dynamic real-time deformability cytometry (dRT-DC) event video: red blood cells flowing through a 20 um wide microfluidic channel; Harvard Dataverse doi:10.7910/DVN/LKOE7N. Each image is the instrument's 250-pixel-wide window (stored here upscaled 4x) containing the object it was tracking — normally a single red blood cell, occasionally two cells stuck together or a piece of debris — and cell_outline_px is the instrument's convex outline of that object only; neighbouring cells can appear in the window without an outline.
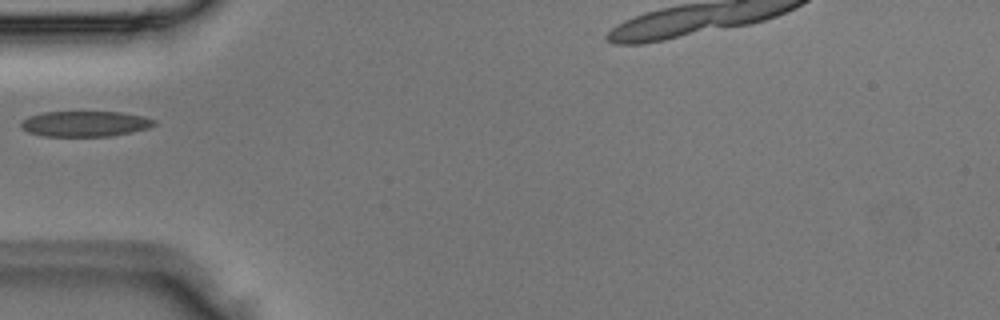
{"species": "Egyptian fruit bat (a non-hibernating species)", "species_latin": "Rousettus aegyptiacus", "temperature_condition": "room temperature", "stored_images_in_passage": 3, "camera_frame_rate_fps": 3000, "um_per_image_px": 0.085, "animal": {"sex": "male"}, "frame": {"image": 1, "passage_image": 2, "time_ms": 0.333, "image_size_px": [1000, 320], "cell_outline_px": [[156, 124], [148, 128], [132, 132], [108, 136], [44, 136], [28, 132], [20, 128], [20, 120], [28, 116], [44, 112], [120, 112], [144, 116], [156, 120]], "centroid_in_image_um": [7.2, 10.52], "position_along_channel_um": 77.8, "area_um2": 19.94}}